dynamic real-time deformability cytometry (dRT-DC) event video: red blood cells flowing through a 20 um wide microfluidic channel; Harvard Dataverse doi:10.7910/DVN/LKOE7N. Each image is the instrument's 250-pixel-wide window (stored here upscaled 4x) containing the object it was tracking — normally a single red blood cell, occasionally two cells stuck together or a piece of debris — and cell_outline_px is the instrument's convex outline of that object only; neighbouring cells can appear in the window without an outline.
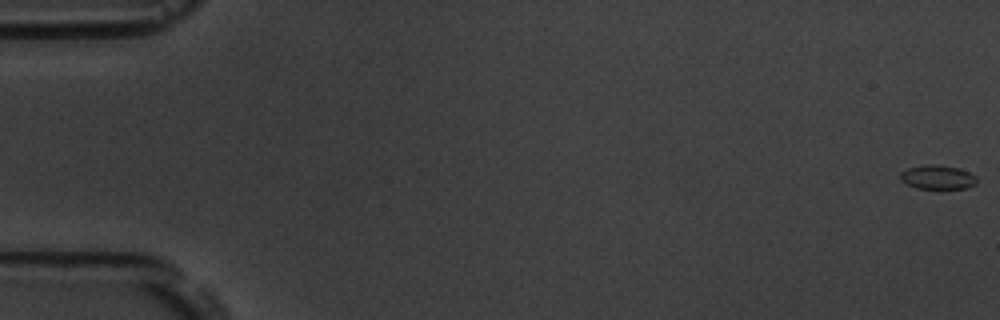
{"species": "common noctule bat (a hibernating species)", "species_latin": "Nyctalus noctula", "temperature_condition": "room temperature", "stored_images_in_passage": 56, "camera_frame_rate_fps": 3000, "um_per_image_px": 0.085, "animal": {"sex": "male", "body_mass_g": 19.5, "forearm_length_mm": 54.6}, "frame": {"image": 1, "passage_image": 1, "time_ms": 0.0, "image_size_px": [1000, 320], "cell_outline_px": [[976, 184], [968, 188], [916, 188], [900, 180], [900, 172], [908, 168], [928, 164], [936, 164], [956, 168], [968, 172], [976, 176]], "centroid_in_image_um": [79.68, 15.06], "position_along_channel_um": 5.3, "area_um2": 10.58}}
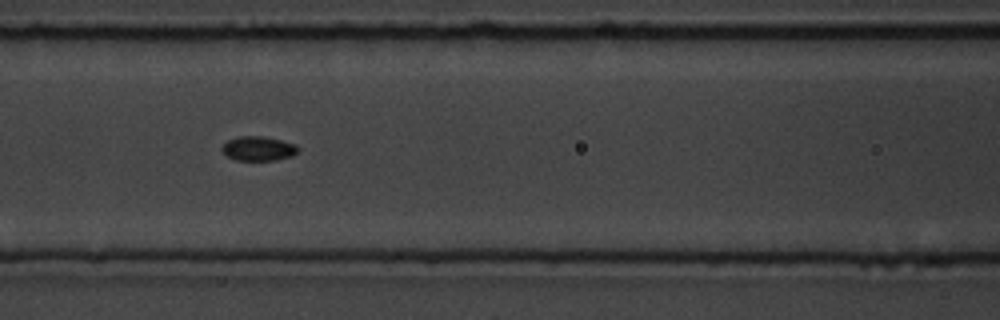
{"frame": {"image": 2, "passage_image": 25, "time_ms": 8.0, "image_size_px": [1000, 320], "cell_outline_px": [[300, 148], [292, 156], [276, 160], [236, 160], [228, 156], [220, 148], [228, 140], [240, 136], [264, 136], [296, 144]], "centroid_in_image_um": [21.98, 12.62], "position_along_channel_um": 144.6, "area_um2": 10.75}}
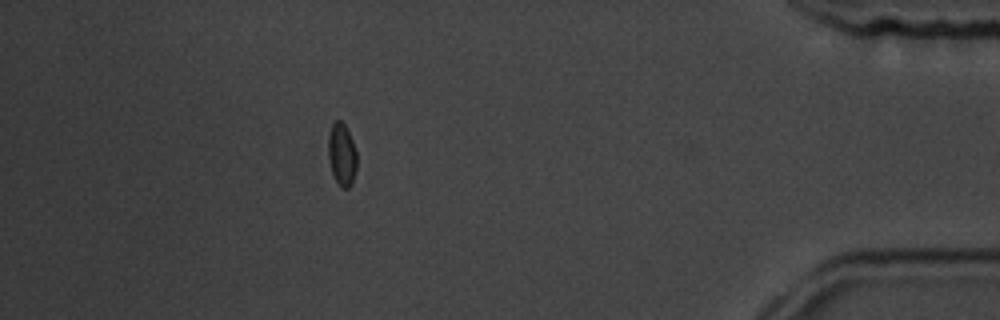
{"frame": {"image": 3, "passage_image": 50, "time_ms": 16.333, "image_size_px": [1000, 320], "cell_outline_px": [[356, 168], [352, 184], [348, 188], [340, 188], [332, 172], [328, 160], [328, 136], [332, 124], [336, 120], [340, 120], [344, 124], [352, 140], [356, 152]], "centroid_in_image_um": [29.04, 13.15], "position_along_channel_um": 406.2, "area_um2": 10.4}, "authors_computed_cell_mechanics": {"area_um2": 10.5774, "velocity_mm_per_s": 3.7361, "shape_relaxation_time_tau1_ms": 2.3878, "shape_relaxation_time_tau2_ms": 1.3438, "deformation_change_tau1": 0.0869, "deformation_change_tau2": 0.0421}}